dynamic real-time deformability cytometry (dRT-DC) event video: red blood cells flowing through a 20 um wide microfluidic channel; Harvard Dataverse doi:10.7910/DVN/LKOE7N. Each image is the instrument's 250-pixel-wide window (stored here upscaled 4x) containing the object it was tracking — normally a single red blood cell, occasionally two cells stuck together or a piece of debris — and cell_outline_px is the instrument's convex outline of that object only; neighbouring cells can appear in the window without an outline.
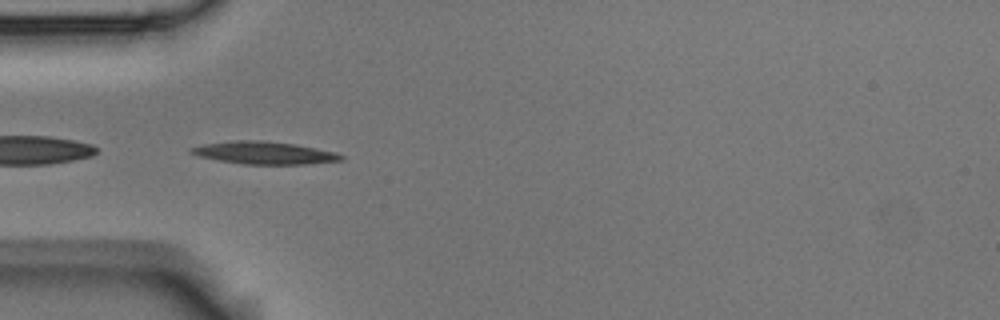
{"species": "Egyptian fruit bat (a non-hibernating species)", "species_latin": "Rousettus aegyptiacus", "temperature_condition": "room temperature", "stored_images_in_passage": 4, "camera_frame_rate_fps": 3000, "um_per_image_px": 0.085, "animal": {"sex": "male"}, "frame": {"image": 1, "passage_image": 3, "time_ms": 0.667, "image_size_px": [1000, 320], "cell_outline_px": [[344, 160], [304, 164], [244, 164], [220, 160], [200, 156], [188, 152], [188, 148], [204, 144], [236, 140], [260, 140], [292, 144], [332, 152], [344, 156]], "centroid_in_image_um": [22.4, 12.99], "position_along_channel_um": 62.6, "area_um2": 19.25}}
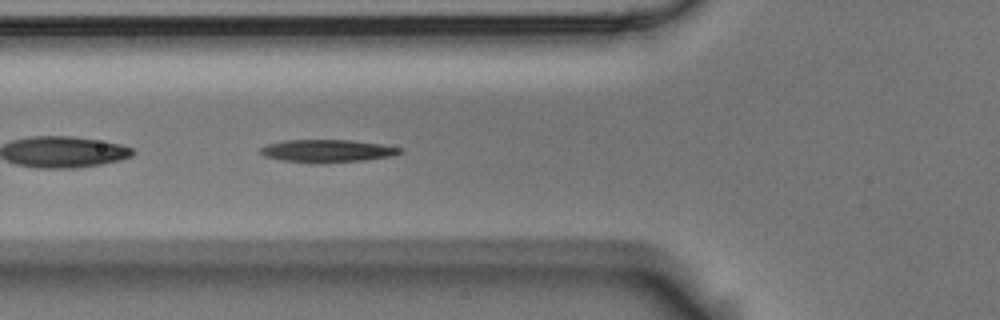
{"frame": {"image": 2, "passage_image": 4, "time_ms": 1.0, "image_size_px": [1000, 320], "cell_outline_px": [[404, 152], [396, 156], [364, 160], [320, 164], [280, 160], [264, 156], [260, 152], [260, 148], [268, 144], [284, 140], [352, 140], [380, 144], [404, 148]], "centroid_in_image_um": [27.87, 12.84], "position_along_channel_um": 97.9, "area_um2": 18.79}}